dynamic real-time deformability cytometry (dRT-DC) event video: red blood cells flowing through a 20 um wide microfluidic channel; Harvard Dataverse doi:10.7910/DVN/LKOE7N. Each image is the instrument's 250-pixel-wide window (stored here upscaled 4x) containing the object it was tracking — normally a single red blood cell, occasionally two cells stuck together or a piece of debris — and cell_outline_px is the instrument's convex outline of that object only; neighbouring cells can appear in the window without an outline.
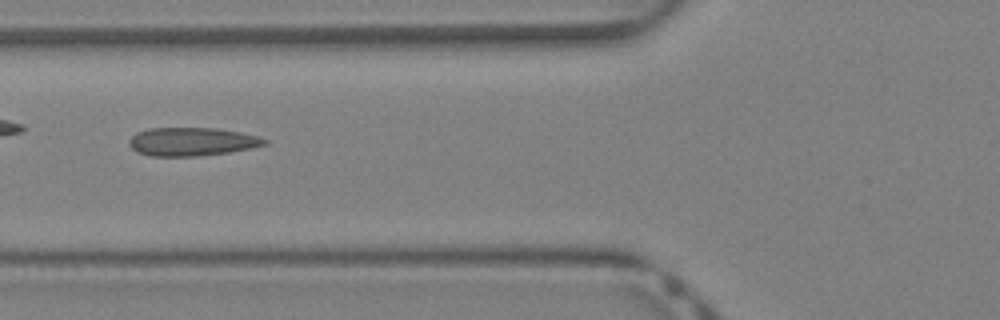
{"species": "Egyptian fruit bat (a non-hibernating species)", "species_latin": "Rousettus aegyptiacus", "temperature_condition": "warm", "stored_images_in_passage": 27, "camera_frame_rate_fps": 3000, "um_per_image_px": 0.085, "animal": {"sex": "female"}, "frame": {"image": 1, "passage_image": 7, "time_ms": 2.0, "image_size_px": [1000, 320], "cell_outline_px": [[268, 144], [252, 148], [228, 152], [196, 156], [152, 156], [136, 152], [128, 144], [128, 140], [136, 132], [148, 128], [216, 128], [240, 132], [256, 136], [268, 140]], "centroid_in_image_um": [16.28, 12.04], "position_along_channel_um": 109.5, "area_um2": 22.43}}
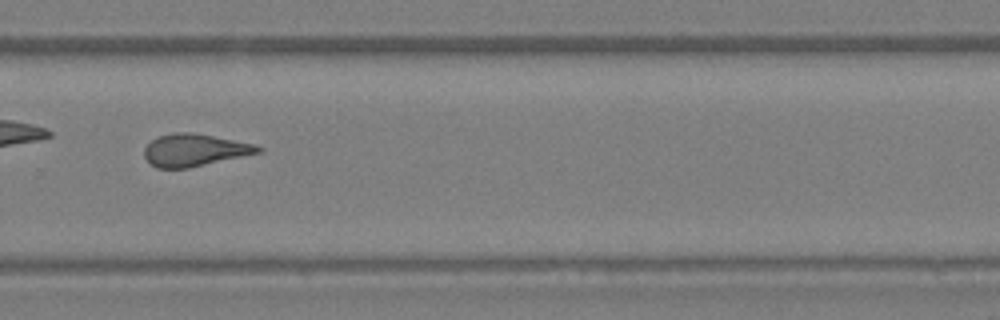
{"frame": {"image": 2, "passage_image": 19, "time_ms": 6.0, "image_size_px": [1000, 320], "cell_outline_px": [[264, 152], [188, 168], [156, 168], [144, 156], [144, 148], [156, 136], [172, 132], [192, 132], [256, 144], [264, 148]], "centroid_in_image_um": [16.57, 12.75], "position_along_channel_um": 313.2, "area_um2": 21.62}}